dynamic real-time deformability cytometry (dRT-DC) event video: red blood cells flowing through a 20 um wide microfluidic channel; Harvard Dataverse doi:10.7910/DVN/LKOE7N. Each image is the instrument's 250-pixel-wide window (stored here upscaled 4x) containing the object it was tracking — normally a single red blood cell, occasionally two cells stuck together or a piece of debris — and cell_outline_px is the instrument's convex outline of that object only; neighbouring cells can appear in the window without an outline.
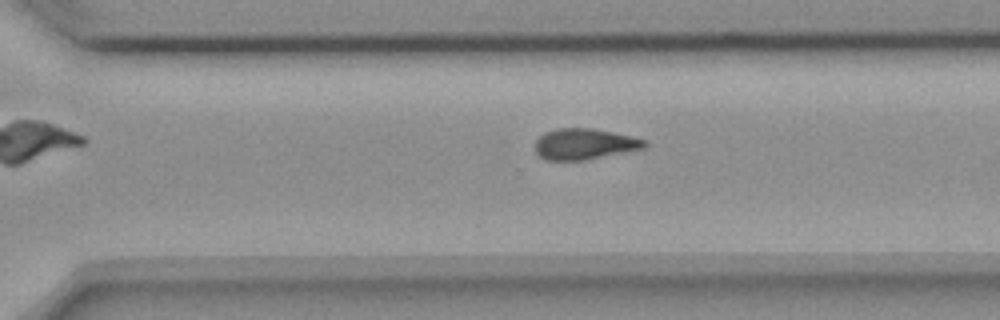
{"species": "common noctule bat (a hibernating species)", "species_latin": "Nyctalus noctula", "temperature_condition": "room temperature", "stored_images_in_passage": 14, "camera_frame_rate_fps": 3000, "um_per_image_px": 0.085, "animal": {"sex": "female", "body_mass_g": 18.4}, "frame": {"image": 1, "passage_image": 10, "time_ms": 11.333, "image_size_px": [1000, 320], "cell_outline_px": [[648, 144], [644, 148], [584, 160], [544, 160], [536, 152], [536, 140], [544, 132], [556, 128], [596, 128], [632, 136], [644, 140]], "centroid_in_image_um": [49.66, 12.23], "position_along_channel_um": 320.9, "area_um2": 19.71}}
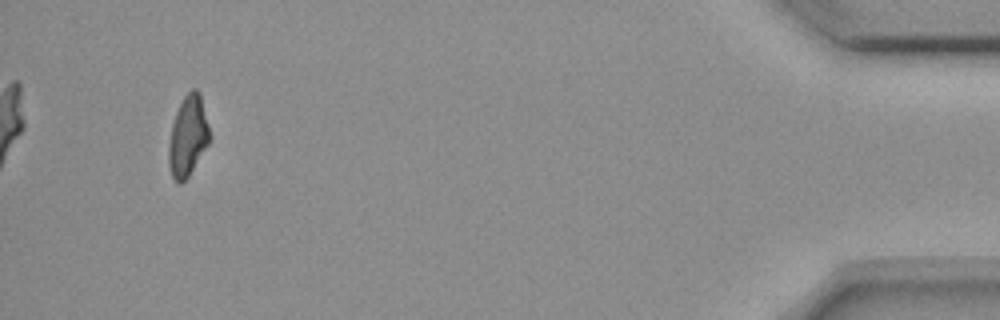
{"frame": {"image": 2, "passage_image": 14, "time_ms": 16.0, "image_size_px": [1000, 320], "cell_outline_px": [[208, 144], [188, 176], [180, 184], [176, 184], [172, 176], [168, 164], [168, 144], [172, 124], [176, 112], [184, 96], [192, 88], [196, 88], [200, 92], [208, 128]], "centroid_in_image_um": [15.93, 11.58], "position_along_channel_um": 419.3, "area_um2": 18.84}, "authors_computed_cell_mechanics": {"area_um2": 20.1433, "velocity_mm_per_s": 3.6922, "shape_relaxation_time_tau1_ms": 5.261, "shape_relaxation_time_tau2_ms": 9.315, "deformation_change_tau1": 0.0889, "deformation_change_tau2": 0.1311}}